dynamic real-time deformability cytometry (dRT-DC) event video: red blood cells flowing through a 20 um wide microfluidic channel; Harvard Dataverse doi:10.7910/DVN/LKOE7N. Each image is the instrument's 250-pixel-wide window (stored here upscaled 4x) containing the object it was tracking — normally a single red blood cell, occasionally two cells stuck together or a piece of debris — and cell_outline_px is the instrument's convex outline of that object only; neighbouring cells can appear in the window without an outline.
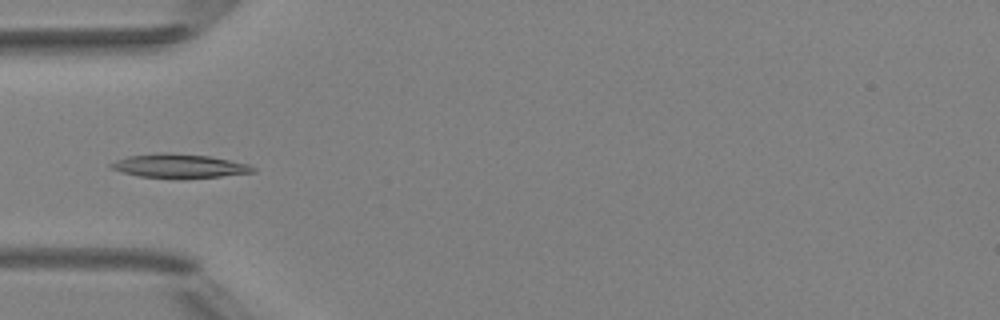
{"species": "Egyptian fruit bat (a non-hibernating species)", "species_latin": "Rousettus aegyptiacus", "temperature_condition": "room temperature", "stored_images_in_passage": 5, "camera_frame_rate_fps": 3000, "um_per_image_px": 0.085, "animal": {"sex": "female"}, "frame": {"image": 1, "passage_image": 5, "time_ms": 4.667, "image_size_px": [1000, 320], "cell_outline_px": [[256, 172], [220, 176], [140, 176], [120, 172], [112, 168], [108, 164], [116, 160], [128, 156], [160, 152], [168, 152], [208, 156], [248, 164], [256, 168]], "centroid_in_image_um": [15.21, 14.06], "position_along_channel_um": 69.8, "area_um2": 18.96}}